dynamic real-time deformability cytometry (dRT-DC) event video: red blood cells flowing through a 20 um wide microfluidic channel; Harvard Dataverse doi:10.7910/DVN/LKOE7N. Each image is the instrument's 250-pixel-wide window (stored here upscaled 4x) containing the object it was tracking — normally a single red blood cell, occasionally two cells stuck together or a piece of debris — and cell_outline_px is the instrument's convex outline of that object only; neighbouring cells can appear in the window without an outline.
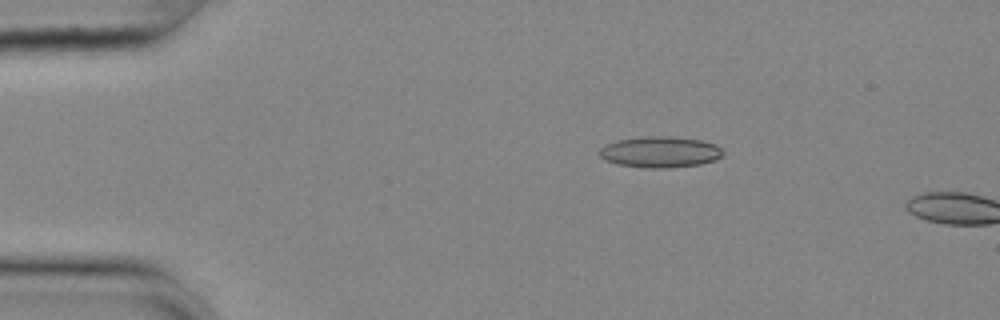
{"species": "common noctule bat (a hibernating species)", "species_latin": "Nyctalus noctula", "temperature_condition": "cold", "stored_images_in_passage": 4, "camera_frame_rate_fps": 3000, "um_per_image_px": 0.085, "animal": {"sex": "female", "body_mass_g": 25.1}, "frame": {"image": 1, "passage_image": 1, "time_ms": 0.0, "image_size_px": [1000, 320], "cell_outline_px": [[724, 152], [716, 160], [700, 164], [668, 168], [648, 168], [620, 164], [604, 160], [596, 152], [600, 148], [616, 140], [644, 136], [672, 136], [700, 140], [716, 144]], "centroid_in_image_um": [56.1, 12.91], "position_along_channel_um": 28.9, "area_um2": 22.43}}